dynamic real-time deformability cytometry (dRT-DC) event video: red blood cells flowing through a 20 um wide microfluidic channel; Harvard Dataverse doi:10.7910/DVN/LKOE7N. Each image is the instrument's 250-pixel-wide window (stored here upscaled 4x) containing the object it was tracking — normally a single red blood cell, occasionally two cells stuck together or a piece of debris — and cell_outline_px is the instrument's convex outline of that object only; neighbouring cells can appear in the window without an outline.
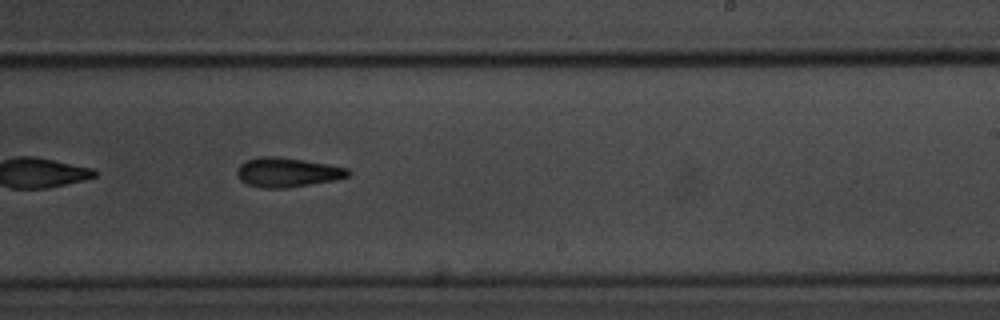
{"species": "common noctule bat (a hibernating species)", "species_latin": "Nyctalus noctula", "temperature_condition": "room temperature", "stored_images_in_passage": 51, "camera_frame_rate_fps": 3000, "um_per_image_px": 0.085, "animal": {"sex": "male", "body_mass_g": 20.1, "forearm_length_mm": 53.5}, "frame": {"image": 1, "passage_image": 30, "time_ms": 9.667, "image_size_px": [1000, 320], "cell_outline_px": [[352, 172], [348, 176], [332, 180], [284, 188], [264, 188], [248, 184], [240, 180], [236, 176], [236, 168], [244, 160], [260, 156], [276, 156], [348, 168]], "centroid_in_image_um": [24.34, 14.64], "position_along_channel_um": 264.7, "area_um2": 18.79}}
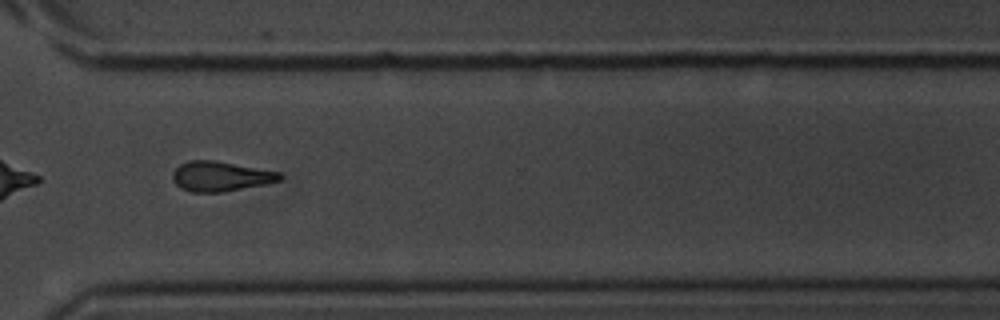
{"frame": {"image": 2, "passage_image": 37, "time_ms": 12.0, "image_size_px": [1000, 320], "cell_outline_px": [[284, 176], [280, 180], [264, 184], [224, 192], [192, 192], [180, 188], [176, 184], [172, 176], [172, 172], [180, 164], [188, 160], [212, 160], [280, 172]], "centroid_in_image_um": [18.72, 14.99], "position_along_channel_um": 351.9, "area_um2": 18.55}, "authors_computed_cell_mechanics": {"area_um2": 18.785, "velocity_mm_per_s": 3.7502, "shape_relaxation_time_tau1_ms": 3.2954, "shape_relaxation_time_tau2_ms": 2.8254, "deformation_change_tau1": 0.1205, "deformation_change_tau2": 0.1093}}